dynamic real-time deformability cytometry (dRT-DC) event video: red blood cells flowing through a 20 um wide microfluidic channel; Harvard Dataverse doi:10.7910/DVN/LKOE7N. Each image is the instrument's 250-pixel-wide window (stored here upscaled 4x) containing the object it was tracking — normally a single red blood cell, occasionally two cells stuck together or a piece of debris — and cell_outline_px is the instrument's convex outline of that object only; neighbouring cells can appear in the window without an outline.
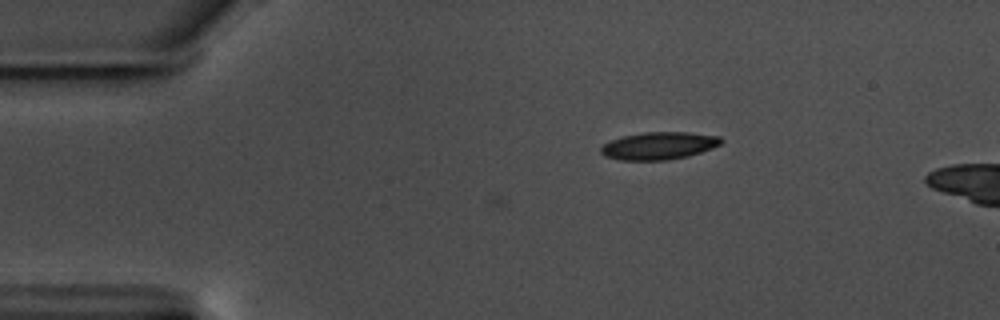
{"species": "common noctule bat (a hibernating species)", "species_latin": "Nyctalus noctula", "temperature_condition": "warm", "stored_images_in_passage": 16, "camera_frame_rate_fps": 3000, "um_per_image_px": 0.085, "animal": {"sex": "male", "body_mass_g": 17.5, "forearm_length_mm": 52.3}, "frame": {"image": 1, "passage_image": 16, "time_ms": 5.0, "image_size_px": [1000, 320], "cell_outline_px": [[724, 140], [720, 144], [712, 148], [688, 156], [668, 160], [620, 160], [604, 156], [600, 152], [600, 148], [604, 144], [620, 136], [644, 132], [688, 132], [720, 136]], "centroid_in_image_um": [56.0, 12.38], "position_along_channel_um": 29.0, "area_um2": 19.36}}